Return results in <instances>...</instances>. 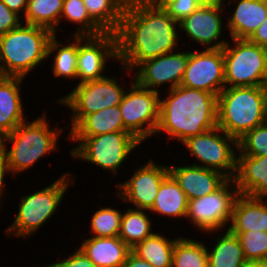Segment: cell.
I'll list each match as a JSON object with an SVG mask.
<instances>
[{"instance_id":"obj_1","label":"cell","mask_w":267,"mask_h":267,"mask_svg":"<svg viewBox=\"0 0 267 267\" xmlns=\"http://www.w3.org/2000/svg\"><path fill=\"white\" fill-rule=\"evenodd\" d=\"M178 28L179 23L156 0H128L117 33V62L124 74L130 77L142 62L177 51Z\"/></svg>"},{"instance_id":"obj_2","label":"cell","mask_w":267,"mask_h":267,"mask_svg":"<svg viewBox=\"0 0 267 267\" xmlns=\"http://www.w3.org/2000/svg\"><path fill=\"white\" fill-rule=\"evenodd\" d=\"M161 99L155 135L162 132L180 143L217 127V95L179 85Z\"/></svg>"},{"instance_id":"obj_3","label":"cell","mask_w":267,"mask_h":267,"mask_svg":"<svg viewBox=\"0 0 267 267\" xmlns=\"http://www.w3.org/2000/svg\"><path fill=\"white\" fill-rule=\"evenodd\" d=\"M48 120L43 112L35 120H25L0 139L13 177L29 170L49 153L58 151L59 138L64 131L56 126L52 129Z\"/></svg>"},{"instance_id":"obj_4","label":"cell","mask_w":267,"mask_h":267,"mask_svg":"<svg viewBox=\"0 0 267 267\" xmlns=\"http://www.w3.org/2000/svg\"><path fill=\"white\" fill-rule=\"evenodd\" d=\"M267 121V86L225 87L217 97V126L237 141Z\"/></svg>"},{"instance_id":"obj_5","label":"cell","mask_w":267,"mask_h":267,"mask_svg":"<svg viewBox=\"0 0 267 267\" xmlns=\"http://www.w3.org/2000/svg\"><path fill=\"white\" fill-rule=\"evenodd\" d=\"M54 34L43 27L21 23L0 35V67L5 76L26 78L47 59Z\"/></svg>"},{"instance_id":"obj_6","label":"cell","mask_w":267,"mask_h":267,"mask_svg":"<svg viewBox=\"0 0 267 267\" xmlns=\"http://www.w3.org/2000/svg\"><path fill=\"white\" fill-rule=\"evenodd\" d=\"M70 173H62L61 177L41 190L21 195L17 215L11 225L5 229L4 234L24 240L32 238L31 236L35 235L44 223L50 221L49 219L57 213L59 205L65 199L67 189L72 183L74 185L75 175Z\"/></svg>"},{"instance_id":"obj_7","label":"cell","mask_w":267,"mask_h":267,"mask_svg":"<svg viewBox=\"0 0 267 267\" xmlns=\"http://www.w3.org/2000/svg\"><path fill=\"white\" fill-rule=\"evenodd\" d=\"M68 140L78 143L69 151L75 160H85L97 165L113 176L118 174L119 168L127 158L138 148L140 142L129 131L104 133L97 136H67ZM118 170V171H117Z\"/></svg>"},{"instance_id":"obj_8","label":"cell","mask_w":267,"mask_h":267,"mask_svg":"<svg viewBox=\"0 0 267 267\" xmlns=\"http://www.w3.org/2000/svg\"><path fill=\"white\" fill-rule=\"evenodd\" d=\"M231 41L223 47L225 87L267 86V49L248 39Z\"/></svg>"},{"instance_id":"obj_9","label":"cell","mask_w":267,"mask_h":267,"mask_svg":"<svg viewBox=\"0 0 267 267\" xmlns=\"http://www.w3.org/2000/svg\"><path fill=\"white\" fill-rule=\"evenodd\" d=\"M117 76L75 84V88L64 97L56 100L60 106L71 111V130L85 115L98 112L108 107L118 106L125 89L119 84Z\"/></svg>"},{"instance_id":"obj_10","label":"cell","mask_w":267,"mask_h":267,"mask_svg":"<svg viewBox=\"0 0 267 267\" xmlns=\"http://www.w3.org/2000/svg\"><path fill=\"white\" fill-rule=\"evenodd\" d=\"M181 144L189 150L196 161H199L192 165L215 170L228 179H234L237 170L238 141L218 126L189 137Z\"/></svg>"},{"instance_id":"obj_11","label":"cell","mask_w":267,"mask_h":267,"mask_svg":"<svg viewBox=\"0 0 267 267\" xmlns=\"http://www.w3.org/2000/svg\"><path fill=\"white\" fill-rule=\"evenodd\" d=\"M240 195L234 179H228L218 190L203 197L188 200V220L196 230L215 234L228 230L233 207ZM216 232V233H215Z\"/></svg>"},{"instance_id":"obj_12","label":"cell","mask_w":267,"mask_h":267,"mask_svg":"<svg viewBox=\"0 0 267 267\" xmlns=\"http://www.w3.org/2000/svg\"><path fill=\"white\" fill-rule=\"evenodd\" d=\"M131 83L119 107L124 128L143 143L152 138L157 130L161 95L160 92L140 86L134 76Z\"/></svg>"},{"instance_id":"obj_13","label":"cell","mask_w":267,"mask_h":267,"mask_svg":"<svg viewBox=\"0 0 267 267\" xmlns=\"http://www.w3.org/2000/svg\"><path fill=\"white\" fill-rule=\"evenodd\" d=\"M222 0H206L193 13L179 22V34L185 33L191 42L203 49H223L228 40L221 39L227 18ZM223 13V14H222ZM226 16V17H225ZM224 23V24H223ZM219 38L221 40H219Z\"/></svg>"},{"instance_id":"obj_14","label":"cell","mask_w":267,"mask_h":267,"mask_svg":"<svg viewBox=\"0 0 267 267\" xmlns=\"http://www.w3.org/2000/svg\"><path fill=\"white\" fill-rule=\"evenodd\" d=\"M112 59L118 61L117 34L78 36L77 84L106 77L107 61Z\"/></svg>"},{"instance_id":"obj_15","label":"cell","mask_w":267,"mask_h":267,"mask_svg":"<svg viewBox=\"0 0 267 267\" xmlns=\"http://www.w3.org/2000/svg\"><path fill=\"white\" fill-rule=\"evenodd\" d=\"M129 179L116 184V196L125 203H131L135 209L152 208L162 181L169 175L168 165L157 164L153 158L137 167Z\"/></svg>"},{"instance_id":"obj_16","label":"cell","mask_w":267,"mask_h":267,"mask_svg":"<svg viewBox=\"0 0 267 267\" xmlns=\"http://www.w3.org/2000/svg\"><path fill=\"white\" fill-rule=\"evenodd\" d=\"M180 85L218 96L225 88L223 49L189 50Z\"/></svg>"},{"instance_id":"obj_17","label":"cell","mask_w":267,"mask_h":267,"mask_svg":"<svg viewBox=\"0 0 267 267\" xmlns=\"http://www.w3.org/2000/svg\"><path fill=\"white\" fill-rule=\"evenodd\" d=\"M187 63L188 50L166 53L142 62L134 70V80L140 86L156 92H160L158 88L162 85L171 90L180 85Z\"/></svg>"},{"instance_id":"obj_18","label":"cell","mask_w":267,"mask_h":267,"mask_svg":"<svg viewBox=\"0 0 267 267\" xmlns=\"http://www.w3.org/2000/svg\"><path fill=\"white\" fill-rule=\"evenodd\" d=\"M183 164V166H168L169 174L178 183L188 200L203 197L218 190L228 178L215 170L204 167Z\"/></svg>"},{"instance_id":"obj_19","label":"cell","mask_w":267,"mask_h":267,"mask_svg":"<svg viewBox=\"0 0 267 267\" xmlns=\"http://www.w3.org/2000/svg\"><path fill=\"white\" fill-rule=\"evenodd\" d=\"M234 2L235 8L227 18L225 28L229 38L248 39L267 18V0H228L223 5L229 6Z\"/></svg>"},{"instance_id":"obj_20","label":"cell","mask_w":267,"mask_h":267,"mask_svg":"<svg viewBox=\"0 0 267 267\" xmlns=\"http://www.w3.org/2000/svg\"><path fill=\"white\" fill-rule=\"evenodd\" d=\"M234 180L240 194L267 198V156L237 155Z\"/></svg>"},{"instance_id":"obj_21","label":"cell","mask_w":267,"mask_h":267,"mask_svg":"<svg viewBox=\"0 0 267 267\" xmlns=\"http://www.w3.org/2000/svg\"><path fill=\"white\" fill-rule=\"evenodd\" d=\"M23 80L6 76L0 82V139L27 120L21 97Z\"/></svg>"},{"instance_id":"obj_22","label":"cell","mask_w":267,"mask_h":267,"mask_svg":"<svg viewBox=\"0 0 267 267\" xmlns=\"http://www.w3.org/2000/svg\"><path fill=\"white\" fill-rule=\"evenodd\" d=\"M87 237L83 238L78 248L97 267H123L131 248L119 236Z\"/></svg>"},{"instance_id":"obj_23","label":"cell","mask_w":267,"mask_h":267,"mask_svg":"<svg viewBox=\"0 0 267 267\" xmlns=\"http://www.w3.org/2000/svg\"><path fill=\"white\" fill-rule=\"evenodd\" d=\"M228 230L267 232V198L240 194L235 201Z\"/></svg>"},{"instance_id":"obj_24","label":"cell","mask_w":267,"mask_h":267,"mask_svg":"<svg viewBox=\"0 0 267 267\" xmlns=\"http://www.w3.org/2000/svg\"><path fill=\"white\" fill-rule=\"evenodd\" d=\"M117 131H127L124 128L119 105L85 115L68 131V136H97Z\"/></svg>"},{"instance_id":"obj_25","label":"cell","mask_w":267,"mask_h":267,"mask_svg":"<svg viewBox=\"0 0 267 267\" xmlns=\"http://www.w3.org/2000/svg\"><path fill=\"white\" fill-rule=\"evenodd\" d=\"M188 198L179 187L178 183L169 174L161 183L159 192L155 198L152 213H157L168 218L186 219Z\"/></svg>"},{"instance_id":"obj_26","label":"cell","mask_w":267,"mask_h":267,"mask_svg":"<svg viewBox=\"0 0 267 267\" xmlns=\"http://www.w3.org/2000/svg\"><path fill=\"white\" fill-rule=\"evenodd\" d=\"M69 44L64 41L60 43L54 35L48 44L47 58L53 55L51 63L54 77L65 78V80L77 81V57H78V36H69ZM72 39V40H71Z\"/></svg>"},{"instance_id":"obj_27","label":"cell","mask_w":267,"mask_h":267,"mask_svg":"<svg viewBox=\"0 0 267 267\" xmlns=\"http://www.w3.org/2000/svg\"><path fill=\"white\" fill-rule=\"evenodd\" d=\"M211 249L207 248L208 267H244L245 259L238 237L225 230V233L216 237Z\"/></svg>"},{"instance_id":"obj_28","label":"cell","mask_w":267,"mask_h":267,"mask_svg":"<svg viewBox=\"0 0 267 267\" xmlns=\"http://www.w3.org/2000/svg\"><path fill=\"white\" fill-rule=\"evenodd\" d=\"M128 0H83L90 18L105 32L117 34Z\"/></svg>"},{"instance_id":"obj_29","label":"cell","mask_w":267,"mask_h":267,"mask_svg":"<svg viewBox=\"0 0 267 267\" xmlns=\"http://www.w3.org/2000/svg\"><path fill=\"white\" fill-rule=\"evenodd\" d=\"M64 0H28L22 23L50 30L57 35Z\"/></svg>"},{"instance_id":"obj_30","label":"cell","mask_w":267,"mask_h":267,"mask_svg":"<svg viewBox=\"0 0 267 267\" xmlns=\"http://www.w3.org/2000/svg\"><path fill=\"white\" fill-rule=\"evenodd\" d=\"M147 212L131 207L123 211L119 238L131 249L155 232L152 231L153 220Z\"/></svg>"},{"instance_id":"obj_31","label":"cell","mask_w":267,"mask_h":267,"mask_svg":"<svg viewBox=\"0 0 267 267\" xmlns=\"http://www.w3.org/2000/svg\"><path fill=\"white\" fill-rule=\"evenodd\" d=\"M167 237L154 232L131 250L153 267H172L173 247L178 237Z\"/></svg>"},{"instance_id":"obj_32","label":"cell","mask_w":267,"mask_h":267,"mask_svg":"<svg viewBox=\"0 0 267 267\" xmlns=\"http://www.w3.org/2000/svg\"><path fill=\"white\" fill-rule=\"evenodd\" d=\"M172 267H208L206 244L178 236L173 247Z\"/></svg>"},{"instance_id":"obj_33","label":"cell","mask_w":267,"mask_h":267,"mask_svg":"<svg viewBox=\"0 0 267 267\" xmlns=\"http://www.w3.org/2000/svg\"><path fill=\"white\" fill-rule=\"evenodd\" d=\"M64 19V20H63ZM79 26L72 36H99L105 32L90 18L83 0H64L61 21Z\"/></svg>"},{"instance_id":"obj_34","label":"cell","mask_w":267,"mask_h":267,"mask_svg":"<svg viewBox=\"0 0 267 267\" xmlns=\"http://www.w3.org/2000/svg\"><path fill=\"white\" fill-rule=\"evenodd\" d=\"M123 212L117 208L102 207L94 212L90 219V231L87 234L94 237L119 236Z\"/></svg>"},{"instance_id":"obj_35","label":"cell","mask_w":267,"mask_h":267,"mask_svg":"<svg viewBox=\"0 0 267 267\" xmlns=\"http://www.w3.org/2000/svg\"><path fill=\"white\" fill-rule=\"evenodd\" d=\"M230 232L238 237L247 261L267 260V232L255 230Z\"/></svg>"},{"instance_id":"obj_36","label":"cell","mask_w":267,"mask_h":267,"mask_svg":"<svg viewBox=\"0 0 267 267\" xmlns=\"http://www.w3.org/2000/svg\"><path fill=\"white\" fill-rule=\"evenodd\" d=\"M237 155L267 156V121L238 140Z\"/></svg>"},{"instance_id":"obj_37","label":"cell","mask_w":267,"mask_h":267,"mask_svg":"<svg viewBox=\"0 0 267 267\" xmlns=\"http://www.w3.org/2000/svg\"><path fill=\"white\" fill-rule=\"evenodd\" d=\"M179 23L193 13L206 0H156Z\"/></svg>"},{"instance_id":"obj_38","label":"cell","mask_w":267,"mask_h":267,"mask_svg":"<svg viewBox=\"0 0 267 267\" xmlns=\"http://www.w3.org/2000/svg\"><path fill=\"white\" fill-rule=\"evenodd\" d=\"M22 23V18L14 11H11L0 0V35L6 34L11 29L17 28Z\"/></svg>"},{"instance_id":"obj_39","label":"cell","mask_w":267,"mask_h":267,"mask_svg":"<svg viewBox=\"0 0 267 267\" xmlns=\"http://www.w3.org/2000/svg\"><path fill=\"white\" fill-rule=\"evenodd\" d=\"M72 253L54 262V267H97L79 248Z\"/></svg>"},{"instance_id":"obj_40","label":"cell","mask_w":267,"mask_h":267,"mask_svg":"<svg viewBox=\"0 0 267 267\" xmlns=\"http://www.w3.org/2000/svg\"><path fill=\"white\" fill-rule=\"evenodd\" d=\"M9 173L11 175L9 166H8V161L6 158V154L4 151V148L0 144V208H1V202H3L2 198H5L4 194L6 193V175Z\"/></svg>"},{"instance_id":"obj_41","label":"cell","mask_w":267,"mask_h":267,"mask_svg":"<svg viewBox=\"0 0 267 267\" xmlns=\"http://www.w3.org/2000/svg\"><path fill=\"white\" fill-rule=\"evenodd\" d=\"M252 43L267 49V18L248 38Z\"/></svg>"},{"instance_id":"obj_42","label":"cell","mask_w":267,"mask_h":267,"mask_svg":"<svg viewBox=\"0 0 267 267\" xmlns=\"http://www.w3.org/2000/svg\"><path fill=\"white\" fill-rule=\"evenodd\" d=\"M123 267H153L149 262L140 258L132 250L129 252Z\"/></svg>"},{"instance_id":"obj_43","label":"cell","mask_w":267,"mask_h":267,"mask_svg":"<svg viewBox=\"0 0 267 267\" xmlns=\"http://www.w3.org/2000/svg\"><path fill=\"white\" fill-rule=\"evenodd\" d=\"M28 0H2V2L11 10L14 11L16 14L23 18L26 7H27Z\"/></svg>"},{"instance_id":"obj_44","label":"cell","mask_w":267,"mask_h":267,"mask_svg":"<svg viewBox=\"0 0 267 267\" xmlns=\"http://www.w3.org/2000/svg\"><path fill=\"white\" fill-rule=\"evenodd\" d=\"M244 267H267V260L247 261Z\"/></svg>"},{"instance_id":"obj_45","label":"cell","mask_w":267,"mask_h":267,"mask_svg":"<svg viewBox=\"0 0 267 267\" xmlns=\"http://www.w3.org/2000/svg\"><path fill=\"white\" fill-rule=\"evenodd\" d=\"M5 77H6V76H5V74H4L3 70H2V68L0 67V82H1V80L4 79Z\"/></svg>"},{"instance_id":"obj_46","label":"cell","mask_w":267,"mask_h":267,"mask_svg":"<svg viewBox=\"0 0 267 267\" xmlns=\"http://www.w3.org/2000/svg\"><path fill=\"white\" fill-rule=\"evenodd\" d=\"M30 267V266H29ZM33 267H40V266H33ZM41 267H54V264L53 263H51V264H47V265H45V266H41Z\"/></svg>"}]
</instances>
